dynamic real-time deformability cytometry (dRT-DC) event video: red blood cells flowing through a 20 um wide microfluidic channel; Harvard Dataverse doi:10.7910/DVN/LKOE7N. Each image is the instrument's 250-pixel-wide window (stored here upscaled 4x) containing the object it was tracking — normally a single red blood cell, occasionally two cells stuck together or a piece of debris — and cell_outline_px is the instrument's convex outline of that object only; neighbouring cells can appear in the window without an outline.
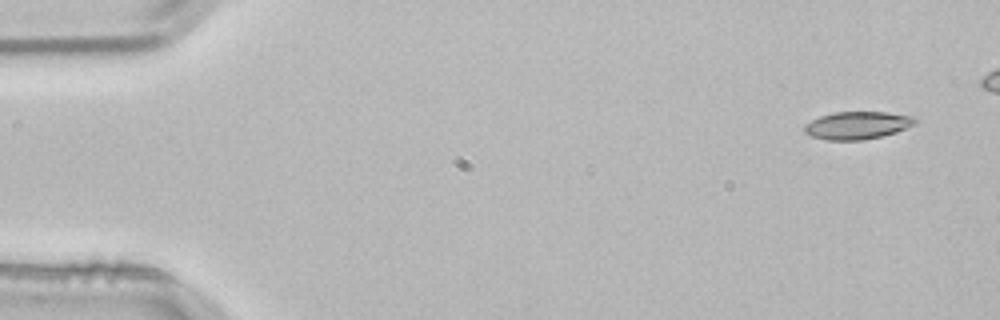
{"species": "common noctule bat (a hibernating species)", "species_latin": "Nyctalus noctula", "temperature_condition": "room temperature", "stored_images_in_passage": 5, "camera_frame_rate_fps": 3000, "um_per_image_px": 0.085, "animal": {"sex": "male", "body_mass_g": 21.5, "forearm_length_mm": 52.0}, "frame": {"image": 1, "passage_image": 1, "time_ms": 0.0, "image_size_px": [1000, 320], "cell_outline_px": [[920, 120], [916, 124], [896, 132], [864, 140], [824, 140], [812, 136], [804, 132], [804, 124], [820, 116], [836, 112], [888, 112], [916, 116]], "centroid_in_image_um": [72.92, 10.65], "position_along_channel_um": 12.1, "area_um2": 18.03}}
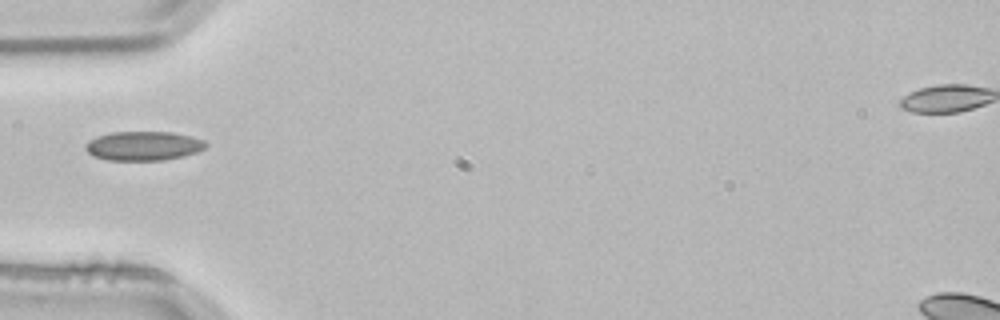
{"frame": {"image": 2, "passage_image": 5, "time_ms": 1.333, "image_size_px": [1000, 320], "cell_outline_px": [[208, 144], [204, 148], [196, 152], [184, 156], [164, 160], [108, 160], [92, 156], [84, 148], [84, 144], [88, 140], [96, 136], [112, 132], [172, 132], [192, 136], [204, 140]], "centroid_in_image_um": [12.17, 12.4], "position_along_channel_um": 72.8, "area_um2": 20.63}}